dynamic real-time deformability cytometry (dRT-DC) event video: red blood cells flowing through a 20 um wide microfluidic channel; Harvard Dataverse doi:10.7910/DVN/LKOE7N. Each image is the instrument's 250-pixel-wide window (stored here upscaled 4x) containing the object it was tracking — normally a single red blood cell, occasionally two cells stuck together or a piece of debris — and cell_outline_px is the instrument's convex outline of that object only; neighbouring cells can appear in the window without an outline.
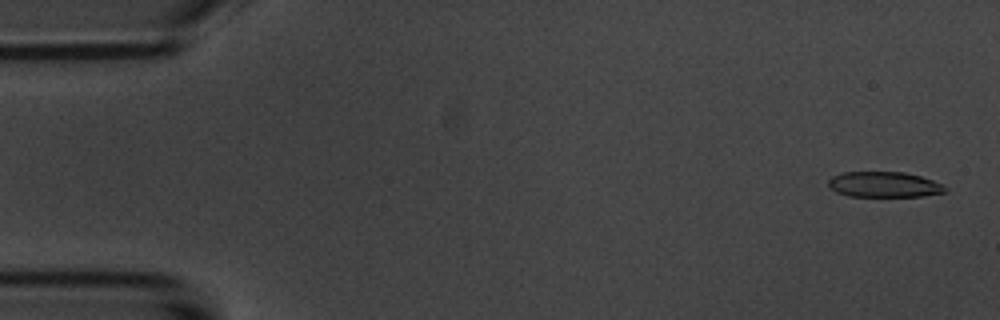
{"species": "common noctule bat (a hibernating species)", "species_latin": "Nyctalus noctula", "temperature_condition": "room temperature", "stored_images_in_passage": 6, "camera_frame_rate_fps": 3000, "um_per_image_px": 0.085, "animal": {"sex": "male", "body_mass_g": 20.1, "forearm_length_mm": 53.5}, "frame": {"image": 1, "passage_image": 1, "time_ms": 0.0, "image_size_px": [1000, 320], "cell_outline_px": [[948, 188], [944, 192], [924, 196], [848, 196], [836, 192], [828, 188], [828, 180], [832, 176], [840, 172], [904, 172], [920, 176], [944, 184]], "centroid_in_image_um": [75.12, 15.68], "position_along_channel_um": 9.9, "area_um2": 17.51}}
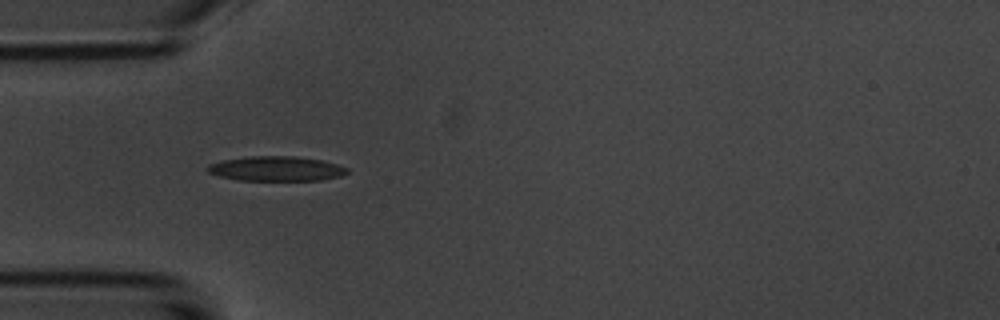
{"frame": {"image": 2, "passage_image": 5, "time_ms": 4.667, "image_size_px": [1000, 320], "cell_outline_px": [[348, 172], [340, 176], [320, 180], [236, 180], [220, 176], [208, 172], [208, 164], [224, 160], [248, 156], [296, 156], [324, 160], [348, 168]], "centroid_in_image_um": [23.5, 14.33], "position_along_channel_um": 61.5, "area_um2": 20.06}}